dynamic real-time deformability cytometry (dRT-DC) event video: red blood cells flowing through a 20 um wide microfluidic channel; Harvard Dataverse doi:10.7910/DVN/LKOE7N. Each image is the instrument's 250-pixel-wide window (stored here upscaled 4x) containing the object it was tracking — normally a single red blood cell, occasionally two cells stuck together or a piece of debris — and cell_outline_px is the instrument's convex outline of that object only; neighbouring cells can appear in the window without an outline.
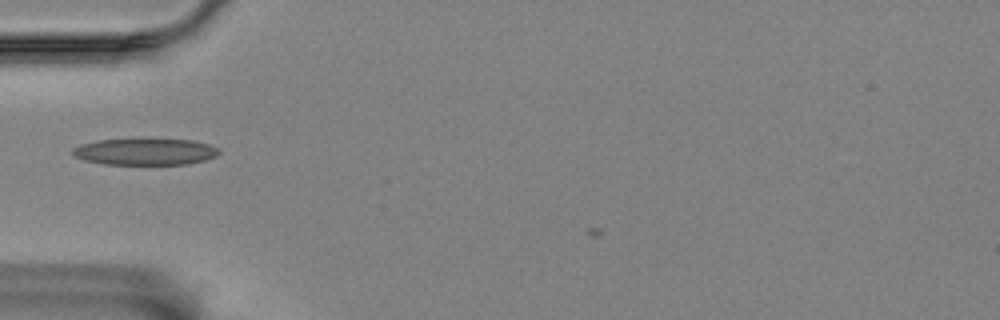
{"species": "Egyptian fruit bat (a non-hibernating species)", "species_latin": "Rousettus aegyptiacus", "temperature_condition": "room temperature", "stored_images_in_passage": 6, "camera_frame_rate_fps": 3000, "um_per_image_px": 0.085, "animal": {"sex": "female"}, "frame": {"image": 1, "passage_image": 3, "time_ms": 0.667, "image_size_px": [1000, 320], "cell_outline_px": [[220, 152], [216, 156], [204, 160], [188, 164], [104, 164], [84, 160], [72, 156], [72, 148], [80, 144], [96, 140], [140, 136], [192, 140], [208, 144], [220, 148]], "centroid_in_image_um": [12.3, 12.84], "position_along_channel_um": 72.7, "area_um2": 23.87}}